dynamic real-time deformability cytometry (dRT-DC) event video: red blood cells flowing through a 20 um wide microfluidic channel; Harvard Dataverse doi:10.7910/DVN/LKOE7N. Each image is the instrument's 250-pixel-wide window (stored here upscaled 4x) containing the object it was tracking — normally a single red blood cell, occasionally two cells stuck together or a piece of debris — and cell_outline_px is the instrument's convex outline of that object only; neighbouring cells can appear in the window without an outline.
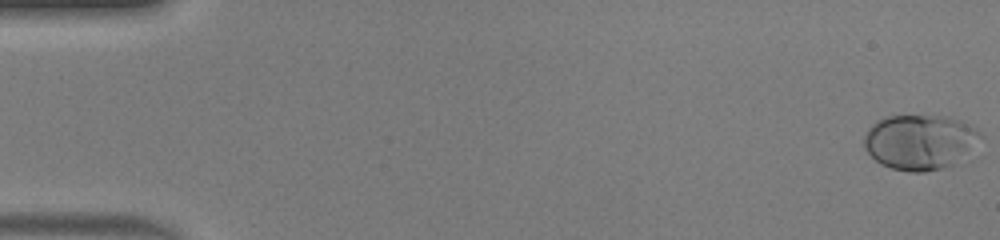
{"species": "human", "species_latin": "Homo sapiens", "temperature_condition": "warm", "stored_images_in_passage": 50, "camera_frame_rate_fps": 3000, "um_per_image_px": 0.085, "donor": {"sex": "male"}, "frame": {"image": 1, "passage_image": 1, "time_ms": 0.0, "image_size_px": [1000, 240], "cell_outline_px": [[984, 136], [952, 164], [940, 168], [924, 172], [908, 172], [892, 168], [880, 164], [864, 148], [864, 136], [868, 128], [876, 120], [888, 116], [944, 116], [960, 120], [976, 128]], "centroid_in_image_um": [78.14, 12.05], "position_along_channel_um": 6.9, "area_um2": 36.93}}
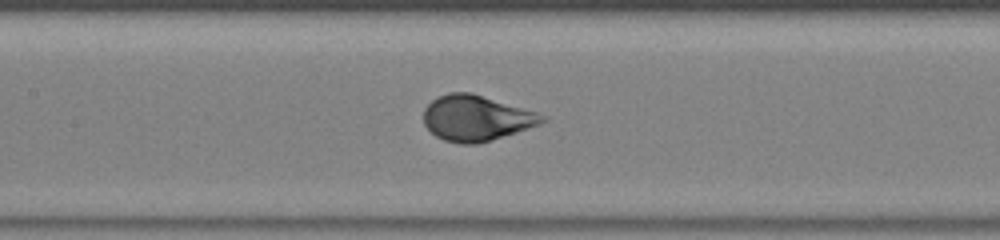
{"frame": {"image": 2, "passage_image": 24, "time_ms": 7.667, "image_size_px": [1000, 240], "cell_outline_px": [[548, 120], [540, 124], [476, 144], [460, 144], [444, 140], [436, 136], [424, 124], [424, 108], [436, 96], [448, 92], [472, 92], [536, 112], [548, 116]], "centroid_in_image_um": [40.46, 10.02], "position_along_channel_um": 166.9, "area_um2": 31.33}}
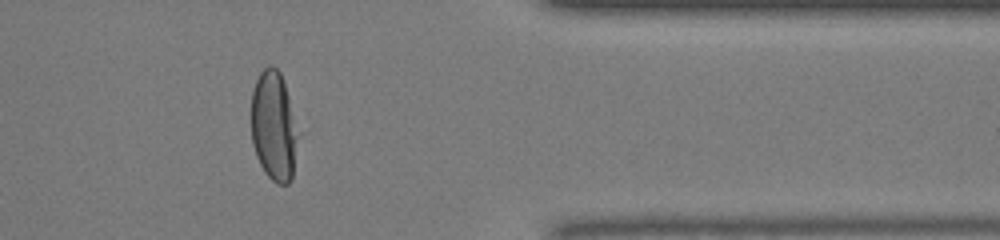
{"frame": {"image": 3, "passage_image": 41, "time_ms": 13.333, "image_size_px": [1000, 240], "cell_outline_px": [[296, 136], [292, 180], [288, 184], [276, 184], [264, 172], [256, 156], [252, 144], [252, 88], [260, 72], [268, 64], [272, 64], [280, 72], [288, 96]], "centroid_in_image_um": [23.21, 10.73], "position_along_channel_um": 388.2, "area_um2": 29.13}, "authors_computed_cell_mechanics": {"area_um2": 32.1079, "velocity_mm_per_s": 4.1981, "shape_relaxation_time_tau1_ms": 3.0437, "shape_relaxation_time_tau2_ms": null, "deformation_change_tau1": 0.1981, "deformation_change_tau2": null}}